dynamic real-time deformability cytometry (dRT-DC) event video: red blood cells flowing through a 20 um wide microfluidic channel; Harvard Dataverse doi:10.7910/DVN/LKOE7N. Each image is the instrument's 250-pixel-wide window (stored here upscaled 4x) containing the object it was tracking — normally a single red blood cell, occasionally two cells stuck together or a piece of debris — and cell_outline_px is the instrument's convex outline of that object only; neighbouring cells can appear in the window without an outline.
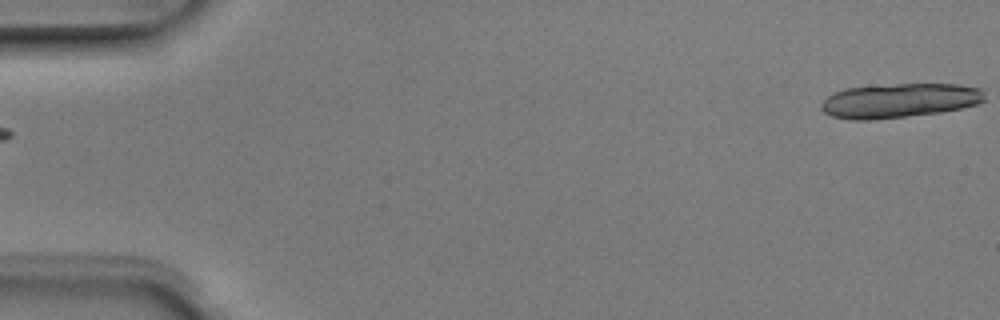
{"species": "Egyptian fruit bat (a non-hibernating species)", "species_latin": "Rousettus aegyptiacus", "temperature_condition": "room temperature", "stored_images_in_passage": 5, "segment_of_instrument_passage": [2, 2], "camera_frame_rate_fps": 3000, "um_per_image_px": 0.085, "animal": {"sex": "male"}, "frame": {"image": 1, "passage_image": 5, "time_ms": 1.333, "image_size_px": [1000, 320], "cell_outline_px": [[984, 100], [976, 104], [960, 108], [940, 112], [868, 120], [852, 120], [832, 116], [824, 112], [820, 108], [820, 104], [828, 96], [844, 88], [896, 84], [960, 84], [980, 88], [984, 92]], "centroid_in_image_um": [76.43, 8.54], "position_along_channel_um": 8.6, "area_um2": 32.48}}